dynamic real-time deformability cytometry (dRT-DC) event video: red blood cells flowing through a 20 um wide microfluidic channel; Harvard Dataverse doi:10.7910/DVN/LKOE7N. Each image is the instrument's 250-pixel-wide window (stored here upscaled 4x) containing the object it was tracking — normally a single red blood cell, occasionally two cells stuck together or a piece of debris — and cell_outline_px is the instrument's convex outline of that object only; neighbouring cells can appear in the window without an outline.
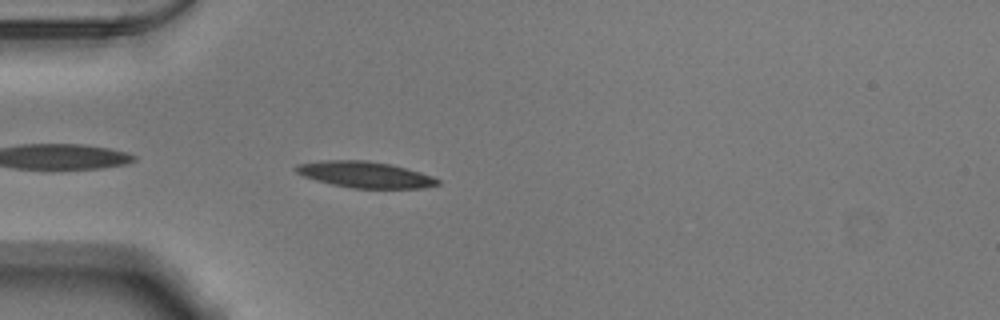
{"species": "Egyptian fruit bat (a non-hibernating species)", "species_latin": "Rousettus aegyptiacus", "temperature_condition": "warm", "stored_images_in_passage": 19, "camera_frame_rate_fps": 3000, "um_per_image_px": 0.085, "animal": {"sex": "male"}, "frame": {"image": 1, "passage_image": 2, "time_ms": 0.333, "image_size_px": [1000, 320], "cell_outline_px": [[440, 184], [424, 188], [352, 188], [332, 184], [316, 180], [304, 176], [296, 172], [292, 168], [296, 164], [324, 160], [364, 160], [388, 164], [420, 172], [432, 176], [440, 180]], "centroid_in_image_um": [31.0, 14.84], "position_along_channel_um": 54.0, "area_um2": 21.5}}
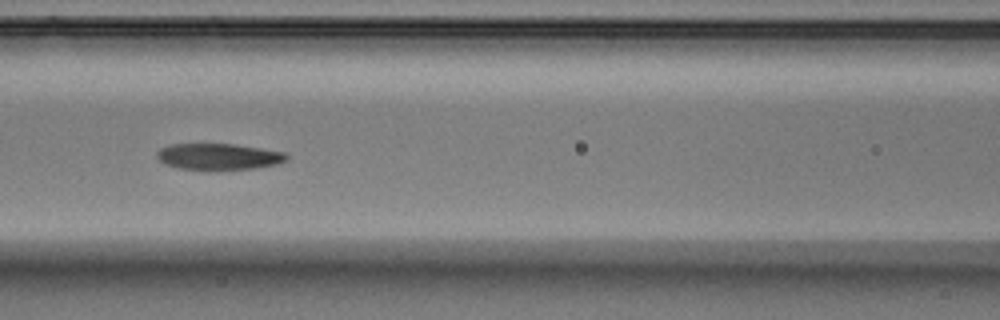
{"frame": {"image": 2, "passage_image": 10, "time_ms": 3.0, "image_size_px": [1000, 320], "cell_outline_px": [[288, 160], [276, 164], [256, 168], [212, 172], [208, 172], [176, 168], [164, 164], [156, 156], [156, 152], [160, 148], [172, 144], [232, 144], [260, 148], [284, 152], [288, 156]], "centroid_in_image_um": [18.54, 13.35], "position_along_channel_um": 148.1, "area_um2": 20.58}}
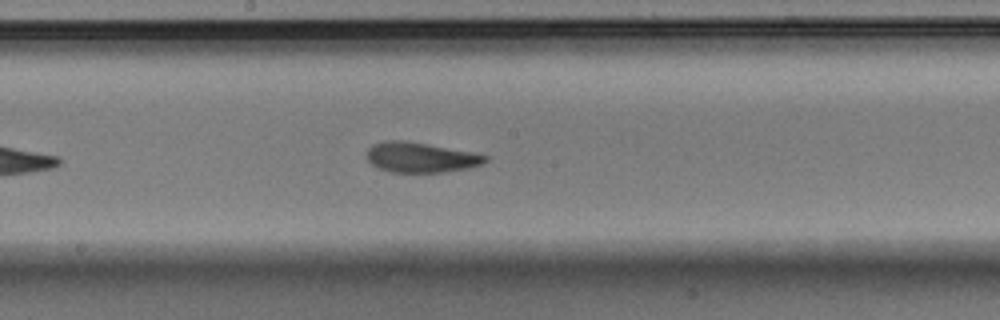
{"frame": {"image": 3, "passage_image": 15, "time_ms": 4.667, "image_size_px": [1000, 320], "cell_outline_px": [[488, 160], [480, 164], [468, 168], [444, 172], [392, 172], [376, 168], [368, 160], [368, 148], [372, 144], [384, 140], [404, 140], [472, 152], [488, 156]], "centroid_in_image_um": [35.73, 13.37], "position_along_channel_um": 212.5, "area_um2": 20.69}}